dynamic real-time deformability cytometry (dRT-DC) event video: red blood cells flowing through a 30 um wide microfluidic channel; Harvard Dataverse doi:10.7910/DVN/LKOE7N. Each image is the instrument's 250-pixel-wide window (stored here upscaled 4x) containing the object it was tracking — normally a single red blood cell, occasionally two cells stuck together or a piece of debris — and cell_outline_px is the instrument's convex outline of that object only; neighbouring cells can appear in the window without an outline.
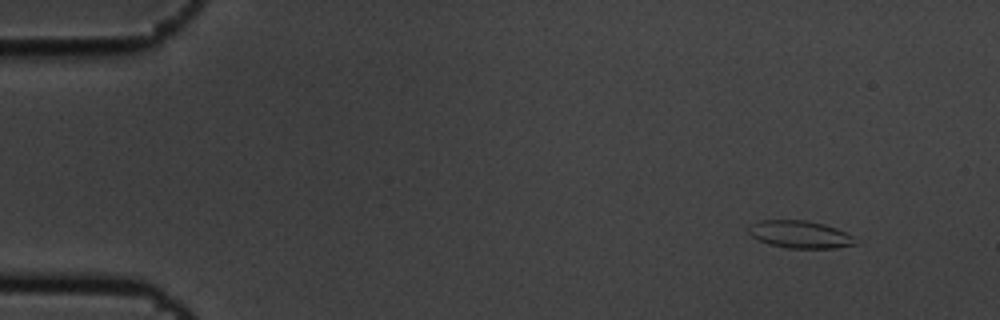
{"species": "common noctule bat (a hibernating species)", "species_latin": "Nyctalus noctula", "temperature_condition": "cold", "stored_images_in_passage": 5, "camera_frame_rate_fps": 3000, "um_per_image_px": 0.085, "animal": {"sex": "male", "body_mass_g": 19.5, "forearm_length_mm": 54.6}, "frame": {"image": 1, "passage_image": 1, "time_ms": 0.0, "image_size_px": [1000, 320], "cell_outline_px": [[856, 244], [836, 248], [788, 248], [772, 244], [760, 240], [752, 236], [748, 232], [748, 228], [752, 224], [760, 220], [804, 220], [824, 224], [836, 228], [852, 236]], "centroid_in_image_um": [67.99, 19.92], "position_along_channel_um": 17.0, "area_um2": 16.76}}
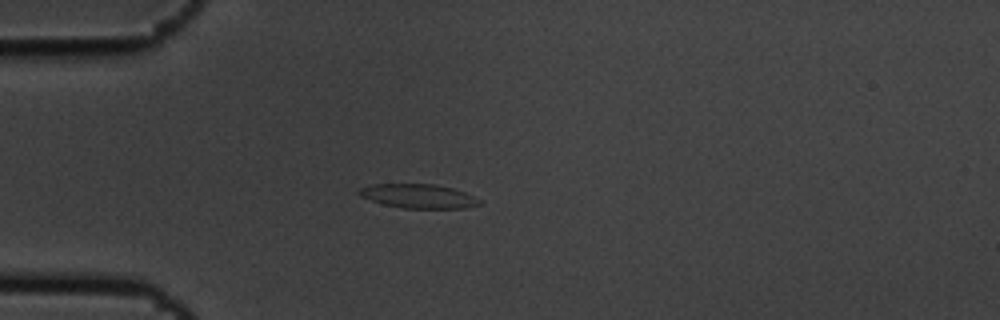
{"frame": {"image": 2, "passage_image": 4, "time_ms": 1.0, "image_size_px": [1000, 320], "cell_outline_px": [[484, 204], [464, 208], [404, 208], [384, 204], [360, 196], [356, 192], [360, 188], [372, 184], [436, 184], [452, 188], [464, 192], [480, 200]], "centroid_in_image_um": [35.57, 16.67], "position_along_channel_um": 49.4, "area_um2": 16.82}}